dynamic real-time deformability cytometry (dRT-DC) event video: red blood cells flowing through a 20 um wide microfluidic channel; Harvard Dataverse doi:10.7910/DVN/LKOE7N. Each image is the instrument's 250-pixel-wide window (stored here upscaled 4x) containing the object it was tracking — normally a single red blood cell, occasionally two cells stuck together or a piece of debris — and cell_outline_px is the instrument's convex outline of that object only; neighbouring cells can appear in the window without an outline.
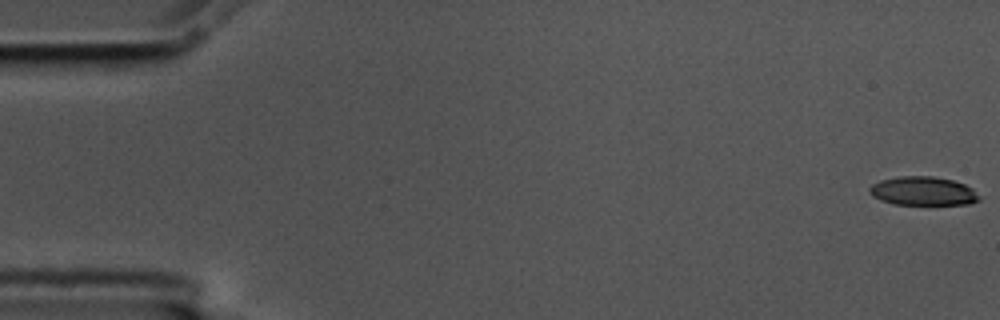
{"species": "common noctule bat (a hibernating species)", "species_latin": "Nyctalus noctula", "temperature_condition": "cold", "stored_images_in_passage": 58, "camera_frame_rate_fps": 3000, "um_per_image_px": 0.085, "animal": {"sex": "male", "body_mass_g": 17.5, "forearm_length_mm": 52.3}, "frame": {"image": 1, "passage_image": 1, "time_ms": 0.0, "image_size_px": [1000, 320], "cell_outline_px": [[980, 200], [968, 204], [896, 204], [880, 200], [872, 196], [868, 192], [868, 188], [872, 184], [880, 180], [900, 176], [932, 176], [952, 180], [964, 184], [972, 188], [980, 196]], "centroid_in_image_um": [78.44, 16.24], "position_along_channel_um": 6.6, "area_um2": 18.38}}
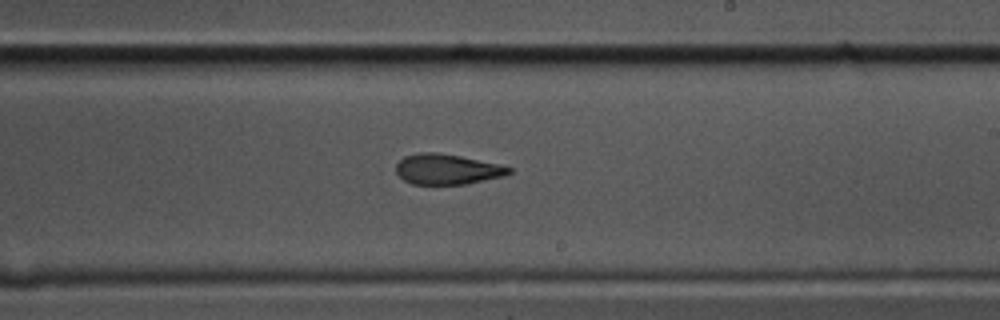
{"frame": {"image": 2, "passage_image": 34, "time_ms": 11.0, "image_size_px": [1000, 320], "cell_outline_px": [[512, 172], [504, 176], [464, 184], [412, 184], [404, 180], [396, 172], [396, 164], [404, 156], [420, 152], [436, 152], [460, 156], [500, 164], [512, 168]], "centroid_in_image_um": [38.0, 14.38], "position_along_channel_um": 251.0, "area_um2": 19.94}}
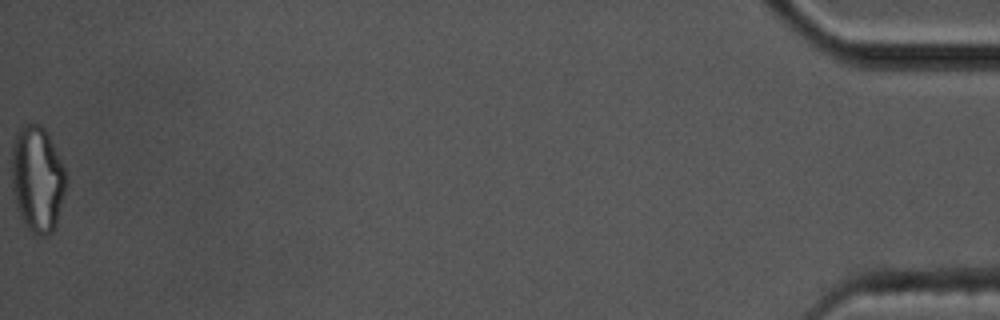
{"frame": {"image": 3, "passage_image": 58, "time_ms": 19.0, "image_size_px": [1000, 320], "cell_outline_px": [[64, 192], [56, 224], [52, 232], [44, 236], [40, 236], [32, 232], [24, 224], [16, 204], [12, 188], [12, 148], [16, 132], [24, 124], [40, 124], [48, 132], [64, 168]], "centroid_in_image_um": [3.15, 15.19], "position_along_channel_um": 432.0, "area_um2": 33.18}, "authors_computed_cell_mechanics": {"area_um2": 20.8947, "velocity_mm_per_s": 3.5311, "shape_relaxation_time_tau1_ms": null, "shape_relaxation_time_tau2_ms": 3.7889, "deformation_change_tau1": null, "deformation_change_tau2": 0.1275}}